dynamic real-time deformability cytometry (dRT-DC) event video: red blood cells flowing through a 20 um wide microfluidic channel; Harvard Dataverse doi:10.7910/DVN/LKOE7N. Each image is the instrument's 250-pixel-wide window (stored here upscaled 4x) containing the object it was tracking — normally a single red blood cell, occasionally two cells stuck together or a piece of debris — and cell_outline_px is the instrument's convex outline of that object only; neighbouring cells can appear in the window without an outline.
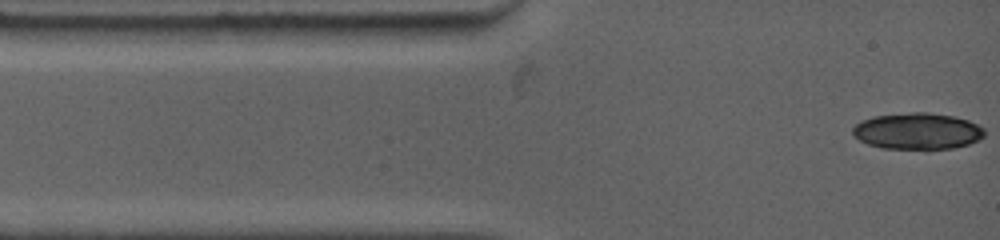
{"species": "common noctule bat (a hibernating species)", "species_latin": "Nyctalus noctula", "temperature_condition": "warm", "stored_images_in_passage": 12, "camera_frame_rate_fps": 4500, "um_per_image_px": 0.085, "animal": {"sex": "female", "body_mass_g": 19.0, "forearm_length_mm": 53.3}, "frame": {"image": 1, "passage_image": 1, "time_ms": 0.0, "image_size_px": [1000, 240], "cell_outline_px": [[984, 136], [968, 144], [952, 148], [880, 148], [868, 144], [860, 140], [852, 132], [852, 128], [856, 124], [872, 116], [912, 112], [928, 112], [952, 116], [968, 120], [984, 128]], "centroid_in_image_um": [77.97, 11.13], "position_along_channel_um": 7.0, "area_um2": 27.63}}